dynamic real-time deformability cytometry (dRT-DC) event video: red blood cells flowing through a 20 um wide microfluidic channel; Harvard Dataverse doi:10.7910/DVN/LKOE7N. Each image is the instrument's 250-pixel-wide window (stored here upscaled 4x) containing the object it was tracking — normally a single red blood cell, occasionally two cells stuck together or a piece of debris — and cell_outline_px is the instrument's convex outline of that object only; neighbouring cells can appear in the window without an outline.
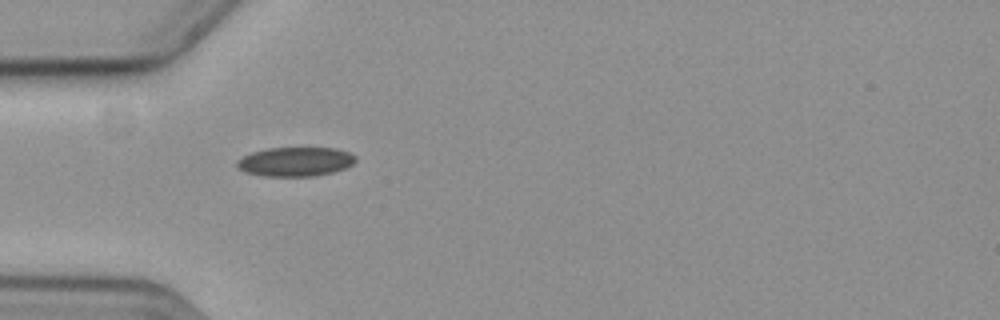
{"species": "common noctule bat (a hibernating species)", "species_latin": "Nyctalus noctula", "temperature_condition": "cold", "stored_images_in_passage": 38, "camera_frame_rate_fps": 3000, "um_per_image_px": 0.085, "animal": {"sex": "female", "body_mass_g": 19.3, "forearm_length_mm": 54.1}, "frame": {"image": 1, "passage_image": 1, "time_ms": 0.0, "image_size_px": [1000, 320], "cell_outline_px": [[356, 160], [352, 164], [344, 168], [332, 172], [312, 176], [264, 176], [244, 172], [236, 168], [236, 160], [252, 152], [268, 148], [336, 148], [348, 152], [356, 156]], "centroid_in_image_um": [25.07, 13.74], "position_along_channel_um": 59.9, "area_um2": 20.17}}
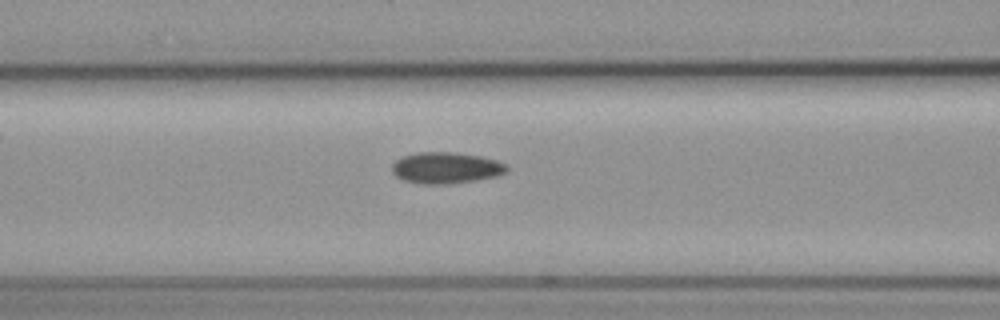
{"frame": {"image": 2, "passage_image": 7, "time_ms": 2.0, "image_size_px": [1000, 320], "cell_outline_px": [[508, 168], [504, 172], [496, 176], [476, 180], [448, 184], [424, 184], [404, 180], [396, 176], [392, 172], [392, 164], [396, 160], [404, 156], [416, 152], [456, 152], [480, 156], [496, 160], [504, 164]], "centroid_in_image_um": [37.88, 14.26], "position_along_channel_um": 128.7, "area_um2": 20.81}}
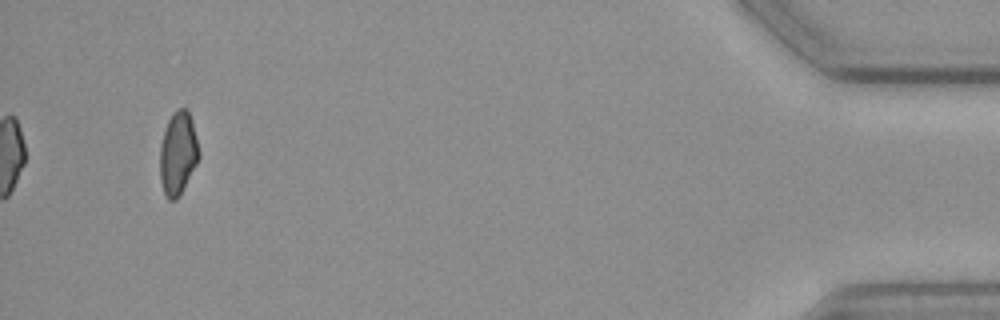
{"frame": {"image": 3, "passage_image": 38, "time_ms": 12.333, "image_size_px": [1000, 320], "cell_outline_px": [[200, 156], [180, 196], [176, 200], [168, 200], [164, 196], [160, 180], [160, 144], [168, 120], [172, 112], [176, 108], [188, 108], [200, 152]], "centroid_in_image_um": [15.11, 13.05], "position_along_channel_um": 420.1, "area_um2": 19.07}}